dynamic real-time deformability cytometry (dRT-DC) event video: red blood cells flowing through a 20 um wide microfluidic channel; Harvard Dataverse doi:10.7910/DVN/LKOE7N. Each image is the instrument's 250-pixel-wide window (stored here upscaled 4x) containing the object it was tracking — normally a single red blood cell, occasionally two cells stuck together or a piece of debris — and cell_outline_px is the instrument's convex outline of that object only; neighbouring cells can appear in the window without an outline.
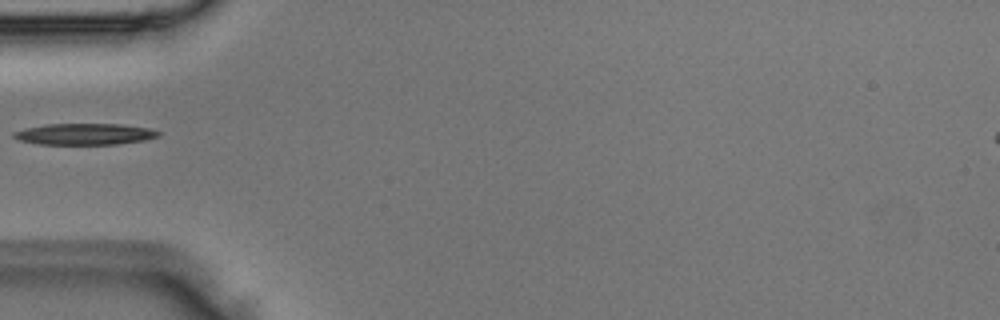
{"species": "Egyptian fruit bat (a non-hibernating species)", "species_latin": "Rousettus aegyptiacus", "temperature_condition": "room temperature", "stored_images_in_passage": 1, "camera_frame_rate_fps": 3000, "um_per_image_px": 0.085, "animal": {"sex": "male"}, "frame": {"image": 1, "passage_image": 1, "time_ms": 0.0, "image_size_px": [1000, 320], "cell_outline_px": [[160, 136], [144, 140], [116, 144], [40, 144], [20, 140], [12, 136], [12, 132], [24, 128], [44, 124], [120, 124], [148, 128], [160, 132]], "centroid_in_image_um": [7.17, 11.39], "position_along_channel_um": 77.8, "area_um2": 17.92}}